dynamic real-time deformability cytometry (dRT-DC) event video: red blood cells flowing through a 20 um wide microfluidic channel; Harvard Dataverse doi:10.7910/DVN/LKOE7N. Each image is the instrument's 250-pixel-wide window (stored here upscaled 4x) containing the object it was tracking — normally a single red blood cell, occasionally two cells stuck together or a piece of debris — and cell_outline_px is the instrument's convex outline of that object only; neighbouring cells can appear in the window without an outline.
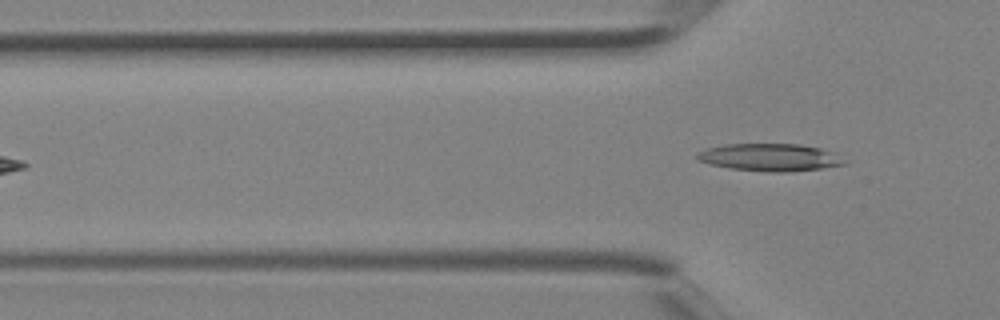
{"species": "Egyptian fruit bat (a non-hibernating species)", "species_latin": "Rousettus aegyptiacus", "temperature_condition": "room temperature", "stored_images_in_passage": 3, "camera_frame_rate_fps": 3000, "um_per_image_px": 0.085, "animal": {"sex": "female"}, "frame": {"image": 1, "passage_image": 3, "time_ms": 0.667, "image_size_px": [1000, 320], "cell_outline_px": [[844, 164], [820, 168], [784, 172], [768, 172], [732, 168], [708, 164], [700, 160], [696, 156], [696, 152], [708, 148], [724, 144], [800, 144], [820, 148], [836, 152]], "centroid_in_image_um": [65.4, 13.36], "position_along_channel_um": 60.4, "area_um2": 23.29}}